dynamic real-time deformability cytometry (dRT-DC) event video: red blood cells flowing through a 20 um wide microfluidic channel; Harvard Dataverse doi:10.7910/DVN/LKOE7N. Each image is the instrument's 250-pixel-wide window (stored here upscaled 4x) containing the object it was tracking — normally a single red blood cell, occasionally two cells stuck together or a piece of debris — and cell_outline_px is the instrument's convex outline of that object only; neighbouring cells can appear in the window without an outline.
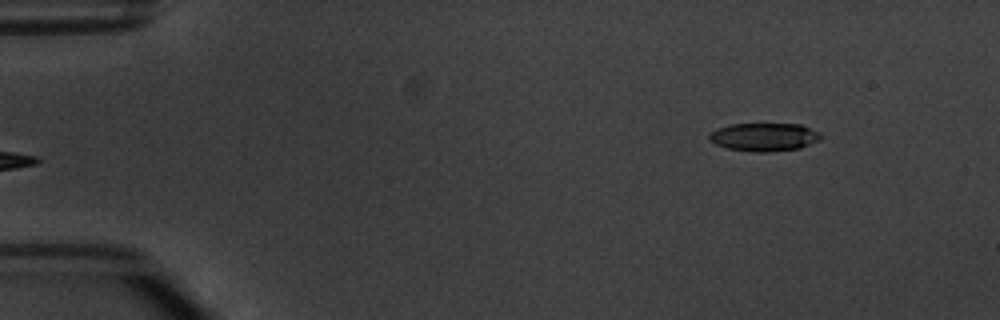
{"species": "common noctule bat (a hibernating species)", "species_latin": "Nyctalus noctula", "temperature_condition": "warm", "stored_images_in_passage": 5, "segment_of_instrument_passage": [2, 2], "camera_frame_rate_fps": 3000, "um_per_image_px": 0.085, "animal": {"sex": "male", "body_mass_g": 20.1, "forearm_length_mm": 53.5}, "frame": {"image": 1, "passage_image": 5, "time_ms": 4.667, "image_size_px": [1000, 320], "cell_outline_px": [[824, 136], [820, 140], [800, 148], [772, 152], [756, 152], [728, 148], [716, 144], [708, 140], [708, 136], [716, 128], [732, 124], [800, 124], [820, 132]], "centroid_in_image_um": [64.98, 11.64], "position_along_channel_um": 20.0, "area_um2": 18.44}}